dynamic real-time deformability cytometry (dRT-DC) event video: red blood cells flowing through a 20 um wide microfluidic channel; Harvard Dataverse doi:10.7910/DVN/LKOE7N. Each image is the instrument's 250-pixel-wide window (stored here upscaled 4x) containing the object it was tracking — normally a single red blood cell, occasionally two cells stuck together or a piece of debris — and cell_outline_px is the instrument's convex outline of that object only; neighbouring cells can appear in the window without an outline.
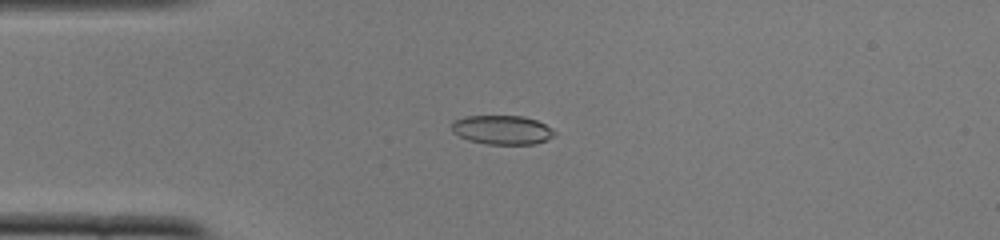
{"species": "common noctule bat (a hibernating species)", "species_latin": "Nyctalus noctula", "temperature_condition": "cold", "stored_images_in_passage": 43, "camera_frame_rate_fps": 3000, "um_per_image_px": 0.085, "animal": {"sex": "female", "body_mass_g": 22.0, "forearm_length_mm": 56.7}, "frame": {"image": 1, "passage_image": 5, "time_ms": 1.333, "image_size_px": [1000, 240], "cell_outline_px": [[556, 136], [536, 144], [488, 144], [468, 140], [452, 132], [452, 120], [464, 116], [524, 116], [536, 120], [552, 128], [556, 132]], "centroid_in_image_um": [42.69, 11.04], "position_along_channel_um": 42.3, "area_um2": 17.57}}
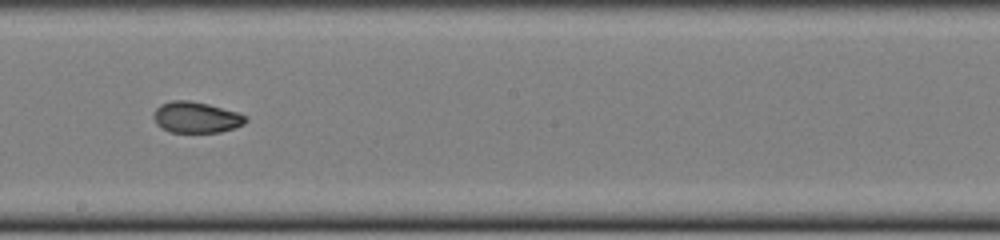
{"frame": {"image": 2, "passage_image": 21, "time_ms": 6.667, "image_size_px": [1000, 240], "cell_outline_px": [[248, 120], [244, 124], [220, 132], [168, 132], [160, 128], [156, 124], [152, 116], [156, 108], [160, 104], [172, 100], [188, 100], [208, 104], [236, 112], [248, 116]], "centroid_in_image_um": [16.63, 9.97], "position_along_channel_um": 231.6, "area_um2": 16.76}}
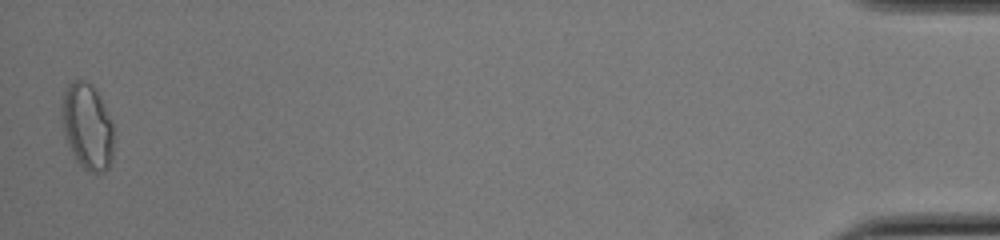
{"frame": {"image": 3, "passage_image": 43, "time_ms": 14.0, "image_size_px": [1000, 240], "cell_outline_px": [[112, 160], [108, 168], [104, 172], [92, 172], [84, 168], [76, 160], [72, 152], [64, 132], [60, 108], [64, 92], [68, 84], [76, 80], [84, 80], [92, 84], [96, 88], [112, 120]], "centroid_in_image_um": [7.42, 10.71], "position_along_channel_um": 427.8, "area_um2": 26.01}, "authors_computed_cell_mechanics": {"area_um2": 17.5134, "velocity_mm_per_s": 3.9172, "shape_relaxation_time_tau1_ms": null, "shape_relaxation_time_tau2_ms": 1.6454, "deformation_change_tau1": null, "deformation_change_tau2": 0.0616}}